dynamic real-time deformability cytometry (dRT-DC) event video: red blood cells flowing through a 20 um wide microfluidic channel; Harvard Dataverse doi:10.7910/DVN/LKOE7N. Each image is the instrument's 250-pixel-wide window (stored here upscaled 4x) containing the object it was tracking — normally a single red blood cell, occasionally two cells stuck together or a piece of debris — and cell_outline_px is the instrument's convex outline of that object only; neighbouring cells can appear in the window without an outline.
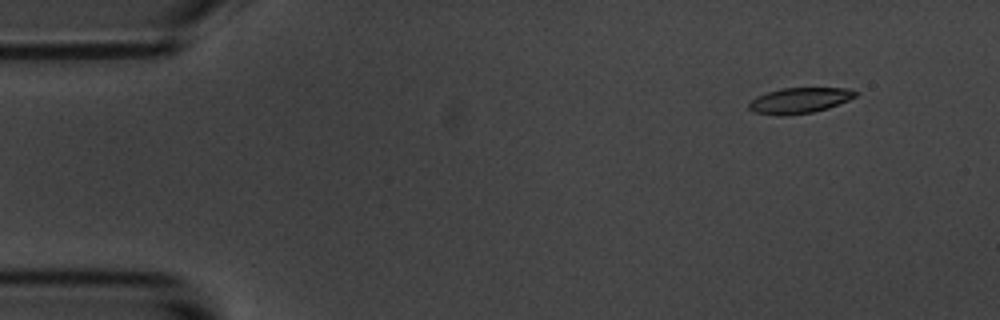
{"species": "common noctule bat (a hibernating species)", "species_latin": "Nyctalus noctula", "temperature_condition": "room temperature", "stored_images_in_passage": 56, "camera_frame_rate_fps": 3000, "um_per_image_px": 0.085, "animal": {"sex": "male", "body_mass_g": 20.1, "forearm_length_mm": 53.5}, "frame": {"image": 1, "passage_image": 6, "time_ms": 1.667, "image_size_px": [1000, 320], "cell_outline_px": [[860, 92], [856, 96], [848, 100], [828, 108], [812, 112], [784, 116], [752, 112], [748, 108], [748, 104], [756, 96], [768, 92], [784, 88], [848, 88]], "centroid_in_image_um": [67.96, 8.54], "position_along_channel_um": 17.0, "area_um2": 15.9}}
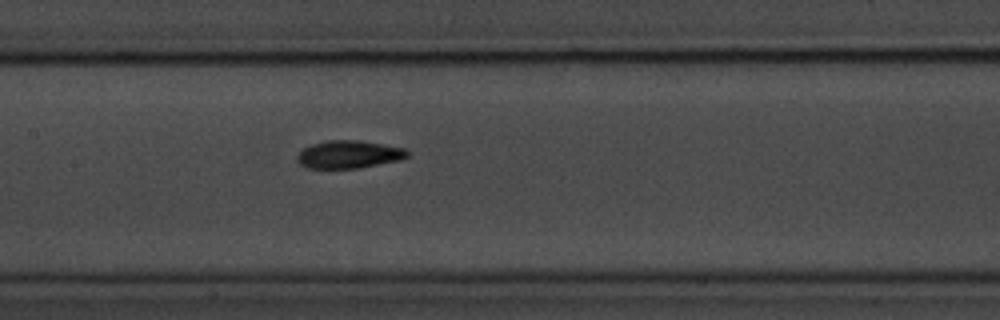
{"frame": {"image": 2, "passage_image": 27, "time_ms": 8.667, "image_size_px": [1000, 320], "cell_outline_px": [[408, 156], [400, 160], [360, 168], [304, 168], [296, 160], [296, 156], [304, 148], [312, 144], [328, 140], [356, 140], [384, 144], [404, 148], [408, 152]], "centroid_in_image_um": [29.63, 13.13], "position_along_channel_um": 177.8, "area_um2": 17.86}}
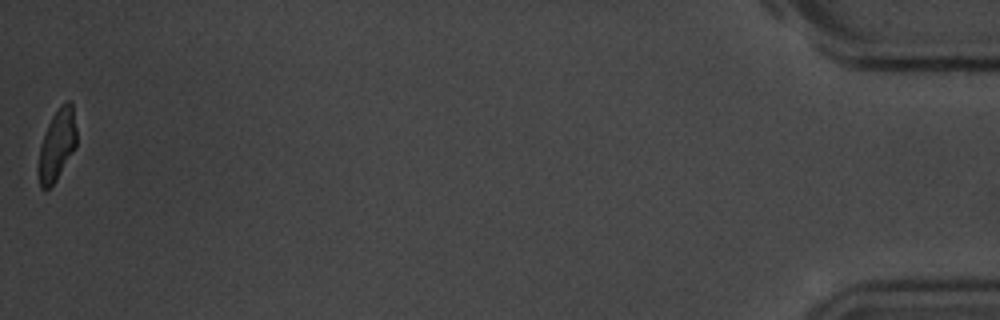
{"frame": {"image": 3, "passage_image": 56, "time_ms": 18.333, "image_size_px": [1000, 320], "cell_outline_px": [[76, 148], [56, 180], [44, 192], [40, 188], [36, 168], [40, 148], [48, 124], [52, 116], [60, 104], [68, 100], [72, 100], [76, 128]], "centroid_in_image_um": [4.83, 12.34], "position_along_channel_um": 430.4, "area_um2": 16.13}, "authors_computed_cell_mechanics": {"area_um2": 17.1955, "velocity_mm_per_s": 3.6168, "shape_relaxation_time_tau1_ms": 2.8322, "shape_relaxation_time_tau2_ms": 2.6503, "deformation_change_tau1": 0.1254, "deformation_change_tau2": 0.09}}